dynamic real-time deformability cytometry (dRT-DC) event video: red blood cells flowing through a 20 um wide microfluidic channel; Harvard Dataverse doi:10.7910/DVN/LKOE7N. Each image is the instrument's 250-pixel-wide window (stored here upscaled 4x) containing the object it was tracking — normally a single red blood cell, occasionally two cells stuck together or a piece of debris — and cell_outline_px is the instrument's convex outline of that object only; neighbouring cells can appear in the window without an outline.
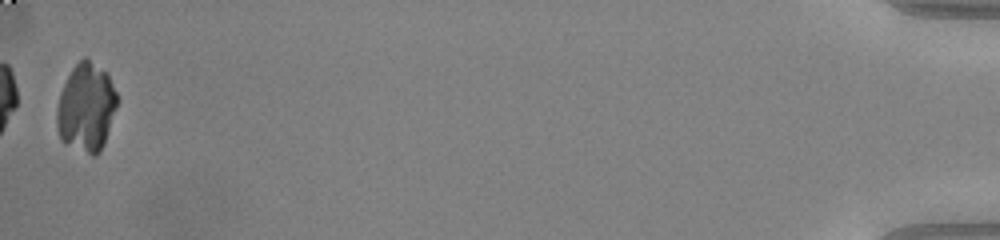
{"species": "common noctule bat (a hibernating species)", "species_latin": "Nyctalus noctula", "temperature_condition": "warm", "stored_images_in_passage": 35, "camera_frame_rate_fps": 3000, "um_per_image_px": 0.085, "animal": {"sex": "male", "body_mass_g": 20.0, "forearm_length_mm": 53.3}, "frame": {"image": 1, "passage_image": 35, "time_ms": 11.333, "image_size_px": [1000, 240], "cell_outline_px": [[116, 108], [104, 144], [100, 152], [96, 156], [92, 156], [64, 144], [60, 140], [56, 124], [56, 108], [60, 92], [72, 68], [84, 56], [108, 72], [116, 92]], "centroid_in_image_um": [7.31, 9.16], "position_along_channel_um": 427.9, "area_um2": 31.39}}